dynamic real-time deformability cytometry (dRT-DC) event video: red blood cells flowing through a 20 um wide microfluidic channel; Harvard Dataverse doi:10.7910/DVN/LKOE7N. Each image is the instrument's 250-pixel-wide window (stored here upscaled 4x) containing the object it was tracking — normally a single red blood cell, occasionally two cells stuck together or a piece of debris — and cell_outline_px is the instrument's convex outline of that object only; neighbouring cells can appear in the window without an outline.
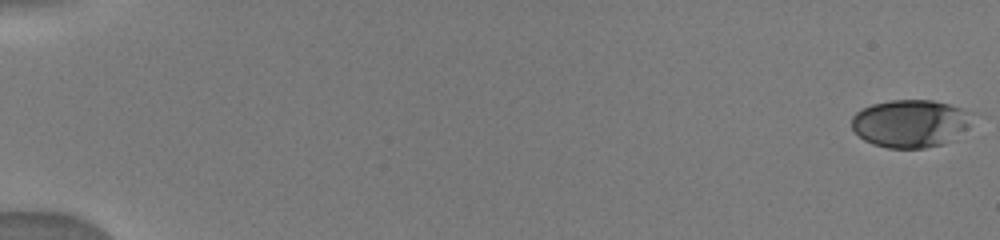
{"species": "human", "species_latin": "Homo sapiens", "temperature_condition": "warm", "stored_images_in_passage": 16, "camera_frame_rate_fps": 3000, "um_per_image_px": 0.085, "donor": {"sex": "male"}, "frame": {"image": 1, "passage_image": 1, "time_ms": 0.0, "image_size_px": [1000, 240], "cell_outline_px": [[980, 112], [956, 140], [944, 144], [924, 148], [888, 148], [872, 144], [864, 140], [852, 128], [852, 116], [856, 112], [872, 104], [892, 100], [932, 100]], "centroid_in_image_um": [77.49, 10.49], "position_along_channel_um": 7.5, "area_um2": 34.28}}
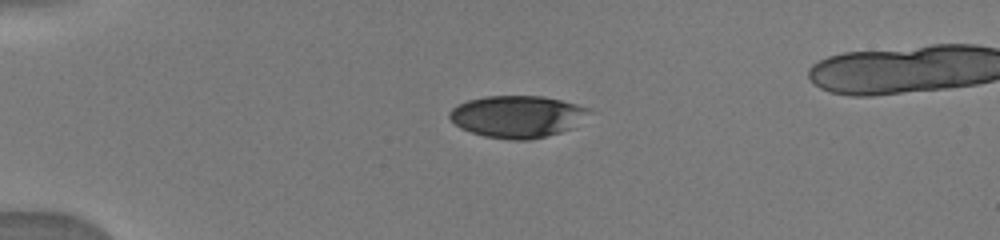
{"frame": {"image": 2, "passage_image": 12, "time_ms": 4.333, "image_size_px": [1000, 240], "cell_outline_px": [[596, 112], [572, 128], [548, 136], [528, 140], [508, 140], [484, 136], [460, 128], [448, 116], [448, 112], [456, 104], [468, 100], [484, 96], [544, 96], [592, 108]], "centroid_in_image_um": [44.02, 9.9], "position_along_channel_um": 41.0, "area_um2": 34.68}}